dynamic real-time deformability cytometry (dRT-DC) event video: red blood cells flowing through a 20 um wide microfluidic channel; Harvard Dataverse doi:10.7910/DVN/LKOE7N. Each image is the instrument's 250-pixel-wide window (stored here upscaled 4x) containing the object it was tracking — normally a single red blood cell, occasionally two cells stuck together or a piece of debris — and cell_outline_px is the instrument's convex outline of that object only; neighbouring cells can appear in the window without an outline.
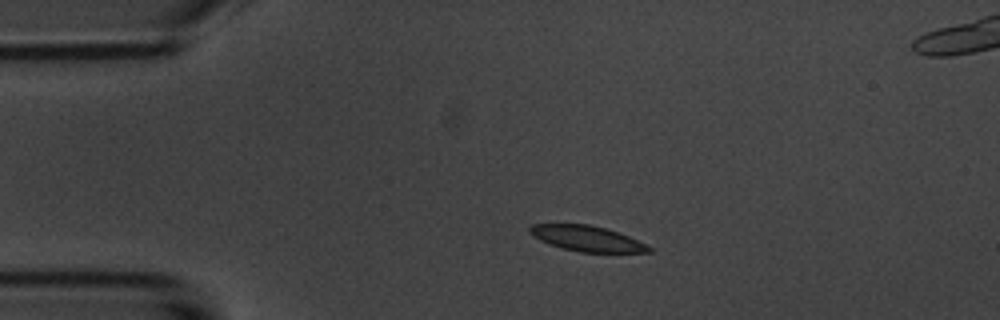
{"species": "common noctule bat (a hibernating species)", "species_latin": "Nyctalus noctula", "temperature_condition": "room temperature", "stored_images_in_passage": 4, "camera_frame_rate_fps": 3000, "um_per_image_px": 0.085, "animal": {"sex": "male", "body_mass_g": 20.1, "forearm_length_mm": 53.5}, "frame": {"image": 1, "passage_image": 2, "time_ms": 1.333, "image_size_px": [1000, 320], "cell_outline_px": [[652, 252], [580, 252], [548, 244], [532, 236], [528, 232], [528, 228], [532, 224], [588, 224], [604, 228], [628, 236], [652, 248]], "centroid_in_image_um": [49.83, 20.27], "position_along_channel_um": 35.2, "area_um2": 17.46}}